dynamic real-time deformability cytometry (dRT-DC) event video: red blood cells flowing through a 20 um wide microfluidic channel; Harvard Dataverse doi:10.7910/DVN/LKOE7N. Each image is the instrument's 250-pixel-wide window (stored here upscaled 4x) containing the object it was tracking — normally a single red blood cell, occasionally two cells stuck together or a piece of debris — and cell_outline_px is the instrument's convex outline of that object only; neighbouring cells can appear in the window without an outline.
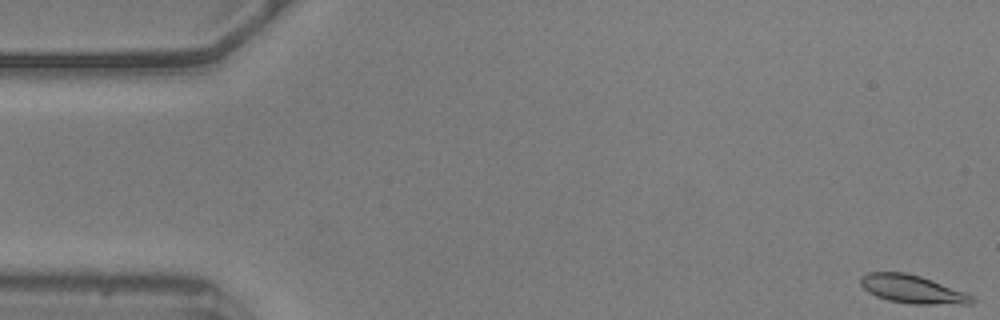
{"species": "common noctule bat (a hibernating species)", "species_latin": "Nyctalus noctula", "temperature_condition": "warm", "stored_images_in_passage": 4, "camera_frame_rate_fps": 3000, "um_per_image_px": 0.085, "animal": {"sex": "male", "body_mass_g": 20.5, "forearm_length_mm": 52.5}, "frame": {"image": 1, "passage_image": 1, "time_ms": 0.0, "image_size_px": [1000, 320], "cell_outline_px": [[976, 300], [972, 304], [908, 304], [888, 300], [876, 296], [868, 292], [860, 284], [860, 276], [868, 272], [904, 272], [920, 276], [932, 280], [964, 292], [972, 296]], "centroid_in_image_um": [77.53, 24.59], "position_along_channel_um": 7.5, "area_um2": 18.32}}